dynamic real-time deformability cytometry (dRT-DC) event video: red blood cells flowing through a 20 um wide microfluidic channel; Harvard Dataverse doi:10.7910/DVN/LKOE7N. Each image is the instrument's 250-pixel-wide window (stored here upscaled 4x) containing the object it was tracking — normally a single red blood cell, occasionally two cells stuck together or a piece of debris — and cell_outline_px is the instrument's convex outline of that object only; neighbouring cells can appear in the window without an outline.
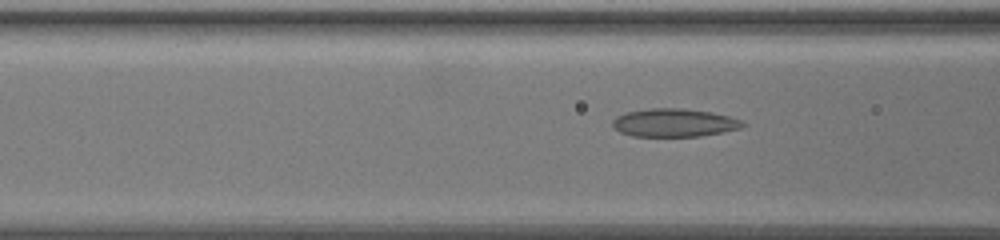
{"species": "common noctule bat (a hibernating species)", "species_latin": "Nyctalus noctula", "temperature_condition": "warm", "stored_images_in_passage": 7, "camera_frame_rate_fps": 3000, "um_per_image_px": 0.085, "animal": {"sex": "female", "body_mass_g": 19.5, "forearm_length_mm": 54.1}, "frame": {"image": 1, "passage_image": 5, "time_ms": 1.333, "image_size_px": [1000, 240], "cell_outline_px": [[748, 124], [740, 128], [700, 136], [632, 136], [620, 132], [612, 124], [612, 120], [616, 116], [624, 112], [652, 108], [684, 108], [712, 112], [728, 116], [740, 120]], "centroid_in_image_um": [57.29, 10.42], "position_along_channel_um": 109.3, "area_um2": 21.33}}